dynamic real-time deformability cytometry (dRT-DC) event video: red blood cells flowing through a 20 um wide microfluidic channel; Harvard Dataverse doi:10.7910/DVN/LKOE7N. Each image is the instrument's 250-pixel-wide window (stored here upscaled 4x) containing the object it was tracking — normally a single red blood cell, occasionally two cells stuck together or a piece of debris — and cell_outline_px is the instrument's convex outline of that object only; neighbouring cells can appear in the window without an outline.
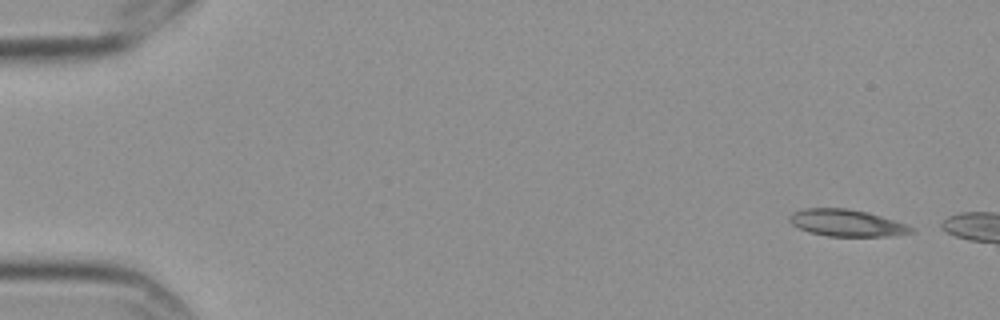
{"species": "Egyptian fruit bat (a non-hibernating species)", "species_latin": "Rousettus aegyptiacus", "temperature_condition": "cold", "stored_images_in_passage": 2, "camera_frame_rate_fps": 3000, "um_per_image_px": 0.085, "frame": {"image": 1, "passage_image": 1, "time_ms": 0.0, "image_size_px": [1000, 320], "cell_outline_px": [[916, 228], [912, 232], [888, 236], [828, 236], [808, 232], [792, 224], [788, 220], [788, 216], [792, 212], [804, 208], [844, 208], [868, 212]], "centroid_in_image_um": [71.9, 18.94], "position_along_channel_um": 13.1, "area_um2": 18.9}}